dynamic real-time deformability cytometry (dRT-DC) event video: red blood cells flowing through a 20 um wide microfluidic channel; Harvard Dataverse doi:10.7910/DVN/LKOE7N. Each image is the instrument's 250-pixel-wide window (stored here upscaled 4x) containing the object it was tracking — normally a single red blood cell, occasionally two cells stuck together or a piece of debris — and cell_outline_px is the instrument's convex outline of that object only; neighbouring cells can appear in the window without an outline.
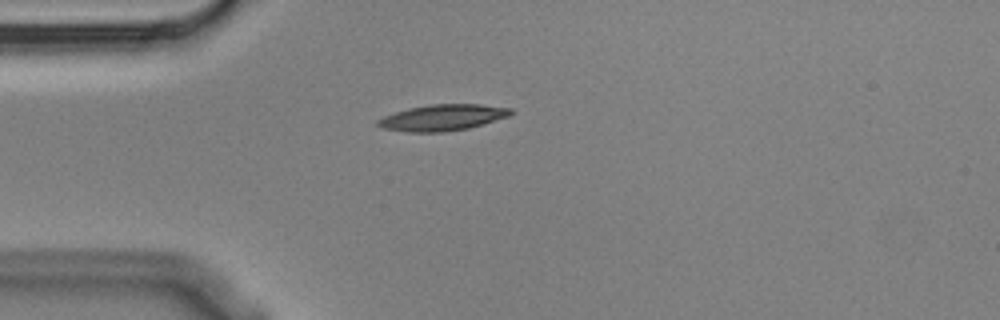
{"species": "Egyptian fruit bat (a non-hibernating species)", "species_latin": "Rousettus aegyptiacus", "temperature_condition": "cold", "stored_images_in_passage": 1, "camera_frame_rate_fps": 3000, "um_per_image_px": 0.085, "animal": {"sex": "male"}, "frame": {"image": 1, "passage_image": 1, "time_ms": 0.0, "image_size_px": [1000, 320], "cell_outline_px": [[512, 112], [508, 116], [468, 128], [444, 132], [408, 132], [384, 128], [376, 124], [376, 120], [384, 116], [408, 108], [428, 104], [480, 104], [512, 108]], "centroid_in_image_um": [37.59, 9.98], "position_along_channel_um": 47.4, "area_um2": 20.11}}